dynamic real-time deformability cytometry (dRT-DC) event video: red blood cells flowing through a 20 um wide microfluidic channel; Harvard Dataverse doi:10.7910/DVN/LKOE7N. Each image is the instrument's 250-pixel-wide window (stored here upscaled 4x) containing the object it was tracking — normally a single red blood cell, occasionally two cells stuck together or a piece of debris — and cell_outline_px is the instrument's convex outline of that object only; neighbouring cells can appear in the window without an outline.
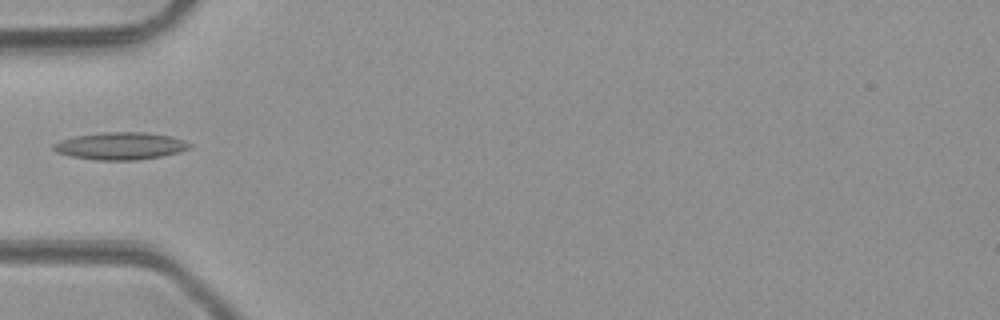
{"species": "common noctule bat (a hibernating species)", "species_latin": "Nyctalus noctula", "temperature_condition": "room temperature", "stored_images_in_passage": 6, "camera_frame_rate_fps": 3000, "um_per_image_px": 0.085, "animal": {"sex": "male", "body_mass_g": 23.1, "forearm_length_mm": 52.7}, "frame": {"image": 1, "passage_image": 5, "time_ms": 4.667, "image_size_px": [1000, 320], "cell_outline_px": [[192, 148], [180, 152], [160, 156], [136, 160], [96, 160], [72, 156], [56, 152], [52, 148], [52, 144], [60, 140], [76, 136], [100, 132], [144, 132], [172, 136], [184, 140], [192, 144]], "centroid_in_image_um": [10.26, 12.4], "position_along_channel_um": 74.7, "area_um2": 21.79}}
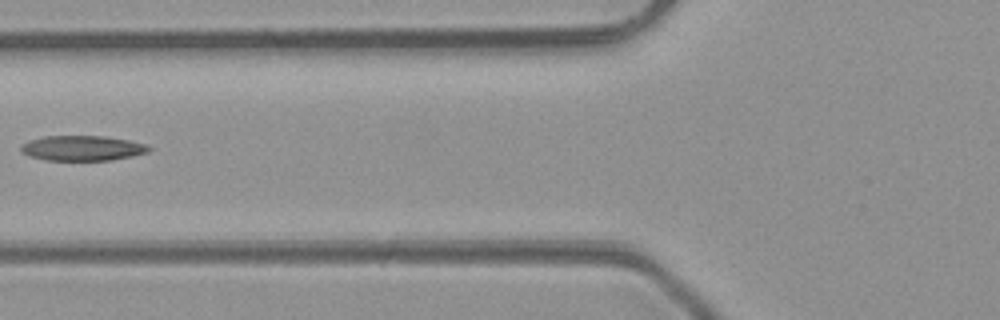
{"frame": {"image": 2, "passage_image": 6, "time_ms": 5.667, "image_size_px": [1000, 320], "cell_outline_px": [[152, 148], [148, 152], [132, 156], [112, 160], [44, 160], [28, 156], [20, 152], [20, 148], [24, 144], [32, 140], [44, 136], [104, 136], [128, 140], [144, 144]], "centroid_in_image_um": [6.99, 12.6], "position_along_channel_um": 118.8, "area_um2": 18.61}}